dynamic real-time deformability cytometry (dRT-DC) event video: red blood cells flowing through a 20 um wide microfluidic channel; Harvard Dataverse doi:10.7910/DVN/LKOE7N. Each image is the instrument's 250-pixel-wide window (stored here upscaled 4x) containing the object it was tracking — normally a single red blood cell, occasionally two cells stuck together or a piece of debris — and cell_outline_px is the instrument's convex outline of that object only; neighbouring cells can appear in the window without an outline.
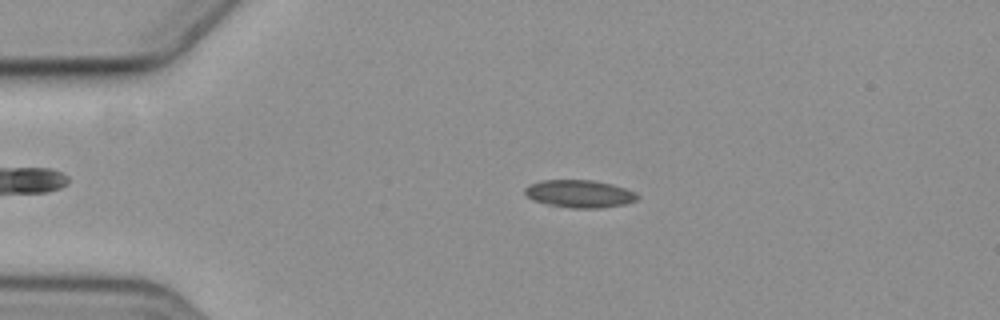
{"species": "common noctule bat (a hibernating species)", "species_latin": "Nyctalus noctula", "temperature_condition": "cold", "stored_images_in_passage": 41, "camera_frame_rate_fps": 3000, "um_per_image_px": 0.085, "animal": {"sex": "female", "body_mass_g": 19.3, "forearm_length_mm": 54.1}, "frame": {"image": 1, "passage_image": 3, "time_ms": 0.667, "image_size_px": [1000, 320], "cell_outline_px": [[640, 196], [636, 200], [624, 204], [600, 208], [572, 208], [548, 204], [536, 200], [528, 196], [524, 192], [524, 188], [540, 180], [592, 180], [612, 184], [636, 192]], "centroid_in_image_um": [49.29, 16.46], "position_along_channel_um": 35.7, "area_um2": 17.92}}
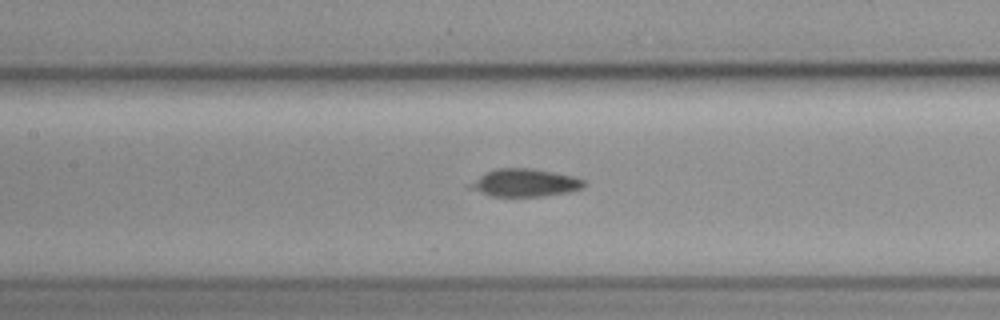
{"frame": {"image": 2, "passage_image": 17, "time_ms": 5.333, "image_size_px": [1000, 320], "cell_outline_px": [[584, 188], [568, 192], [540, 196], [492, 196], [468, 188], [468, 184], [484, 172], [496, 168], [532, 168], [572, 176], [584, 180]], "centroid_in_image_um": [44.57, 15.53], "position_along_channel_um": 162.8, "area_um2": 18.32}}
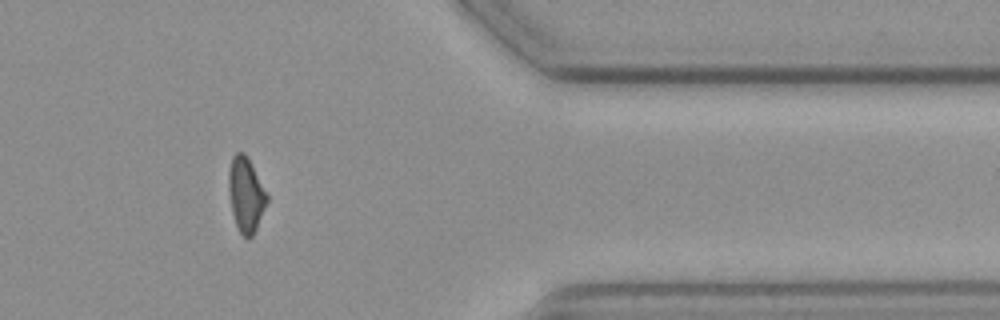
{"frame": {"image": 3, "passage_image": 38, "time_ms": 12.333, "image_size_px": [1000, 320], "cell_outline_px": [[268, 200], [256, 228], [252, 236], [248, 240], [240, 232], [236, 224], [232, 212], [228, 188], [228, 172], [232, 156], [236, 152], [244, 152], [248, 156], [268, 196]], "centroid_in_image_um": [20.89, 16.51], "position_along_channel_um": 390.5, "area_um2": 16.59}, "authors_computed_cell_mechanics": {"area_um2": 17.918, "velocity_mm_per_s": 3.5798, "shape_relaxation_time_tau1_ms": 6.0891, "shape_relaxation_time_tau2_ms": 2.4622, "deformation_change_tau1": 0.1186, "deformation_change_tau2": 0.0387}}